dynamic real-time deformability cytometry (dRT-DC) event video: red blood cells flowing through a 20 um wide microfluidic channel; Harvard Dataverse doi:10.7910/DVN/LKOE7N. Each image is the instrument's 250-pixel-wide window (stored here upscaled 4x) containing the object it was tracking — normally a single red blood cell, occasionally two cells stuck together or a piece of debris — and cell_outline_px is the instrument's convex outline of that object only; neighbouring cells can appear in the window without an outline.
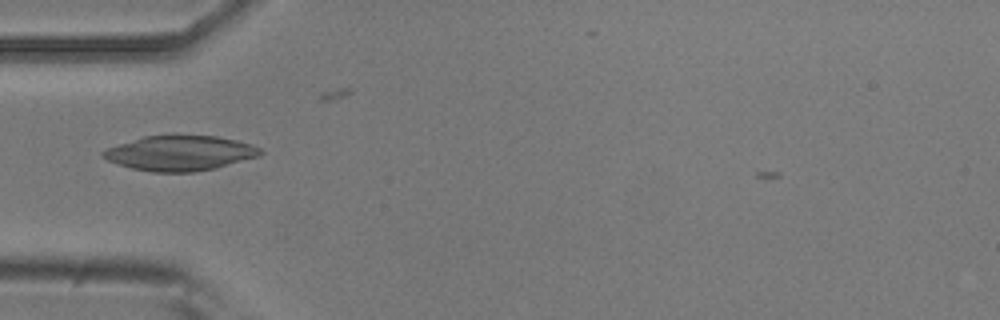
{"species": "common noctule bat (a hibernating species)", "species_latin": "Nyctalus noctula", "temperature_condition": "room temperature", "stored_images_in_passage": 30, "camera_frame_rate_fps": 3000, "um_per_image_px": 0.085, "animal": {"sex": "male", "body_mass_g": 20.5, "forearm_length_mm": 52.5}, "frame": {"image": 1, "passage_image": 6, "time_ms": 1.667, "image_size_px": [1000, 320], "cell_outline_px": [[264, 152], [260, 156], [216, 168], [192, 172], [152, 172], [132, 168], [108, 160], [100, 156], [100, 152], [108, 148], [144, 136], [176, 132], [216, 136], [236, 140], [252, 144], [260, 148]], "centroid_in_image_um": [15.33, 12.97], "position_along_channel_um": 69.7, "area_um2": 32.83}}
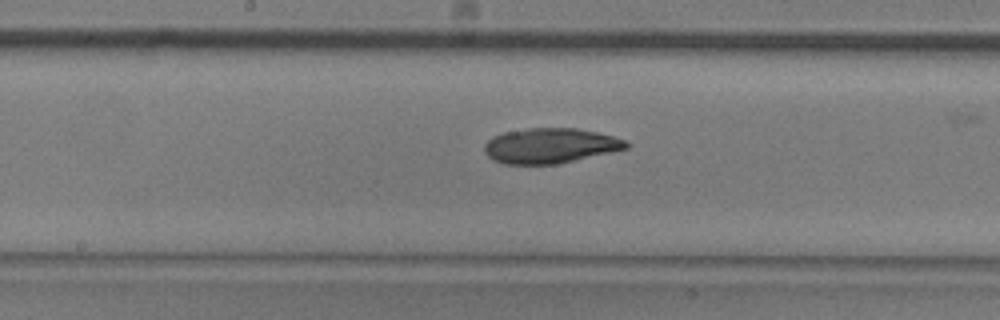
{"frame": {"image": 2, "passage_image": 16, "time_ms": 5.0, "image_size_px": [1000, 320], "cell_outline_px": [[628, 148], [556, 164], [504, 164], [492, 160], [484, 152], [484, 144], [492, 136], [504, 132], [528, 128], [576, 128], [596, 132], [628, 140]], "centroid_in_image_um": [46.72, 12.38], "position_along_channel_um": 201.5, "area_um2": 28.96}}
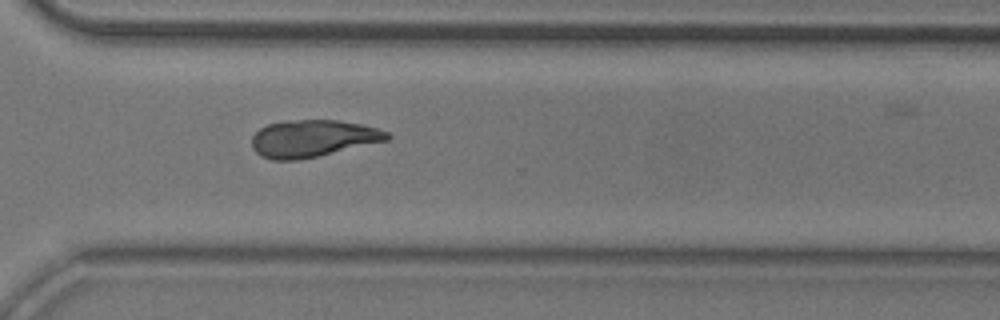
{"frame": {"image": 3, "passage_image": 27, "time_ms": 8.667, "image_size_px": [1000, 320], "cell_outline_px": [[392, 136], [388, 140], [300, 160], [272, 160], [260, 156], [252, 148], [252, 136], [260, 128], [268, 124], [284, 120], [340, 120], [360, 124], [376, 128], [388, 132]], "centroid_in_image_um": [26.56, 11.77], "position_along_channel_um": 344.0, "area_um2": 29.3}}